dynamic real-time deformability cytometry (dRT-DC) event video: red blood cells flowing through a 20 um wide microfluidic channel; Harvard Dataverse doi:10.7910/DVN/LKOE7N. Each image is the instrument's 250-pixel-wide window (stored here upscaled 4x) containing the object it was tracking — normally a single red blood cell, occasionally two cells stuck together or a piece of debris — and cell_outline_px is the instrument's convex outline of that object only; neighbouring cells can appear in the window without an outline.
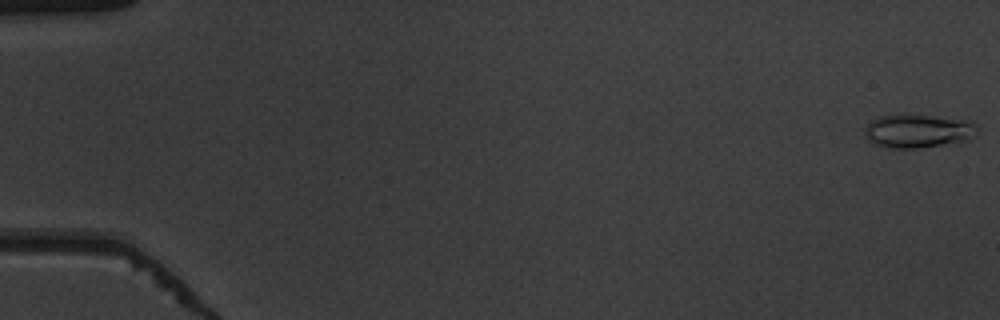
{"species": "common noctule bat (a hibernating species)", "species_latin": "Nyctalus noctula", "temperature_condition": "warm", "stored_images_in_passage": 14, "camera_frame_rate_fps": 3000, "um_per_image_px": 0.085, "animal": {"sex": "male", "body_mass_g": 19.5, "forearm_length_mm": 54.6}, "frame": {"image": 1, "passage_image": 1, "time_ms": 0.0, "image_size_px": [1000, 320], "cell_outline_px": [[976, 136], [968, 140], [916, 148], [888, 148], [872, 144], [864, 136], [864, 128], [872, 120], [880, 116], [896, 112], [972, 120], [976, 124]], "centroid_in_image_um": [77.99, 11.1], "position_along_channel_um": 7.0, "area_um2": 22.6}}